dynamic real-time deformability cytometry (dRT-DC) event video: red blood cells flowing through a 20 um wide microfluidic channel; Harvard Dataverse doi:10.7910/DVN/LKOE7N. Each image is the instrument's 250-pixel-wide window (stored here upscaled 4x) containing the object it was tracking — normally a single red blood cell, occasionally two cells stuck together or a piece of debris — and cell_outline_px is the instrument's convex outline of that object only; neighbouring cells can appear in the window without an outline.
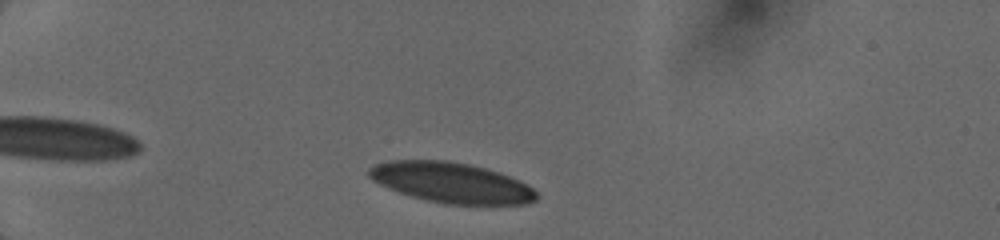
{"species": "human", "species_latin": "Homo sapiens", "temperature_condition": "cold", "stored_images_in_passage": 7, "camera_frame_rate_fps": 3000, "um_per_image_px": 0.085, "donor": {"sex": "female"}, "frame": {"image": 1, "passage_image": 2, "time_ms": 0.667, "image_size_px": [1000, 240], "cell_outline_px": [[540, 196], [536, 200], [528, 204], [444, 204], [412, 196], [388, 188], [372, 180], [368, 176], [368, 168], [376, 164], [388, 160], [448, 160], [468, 164], [500, 172], [520, 180], [532, 188]], "centroid_in_image_um": [38.38, 15.52], "position_along_channel_um": 46.6, "area_um2": 39.42}}
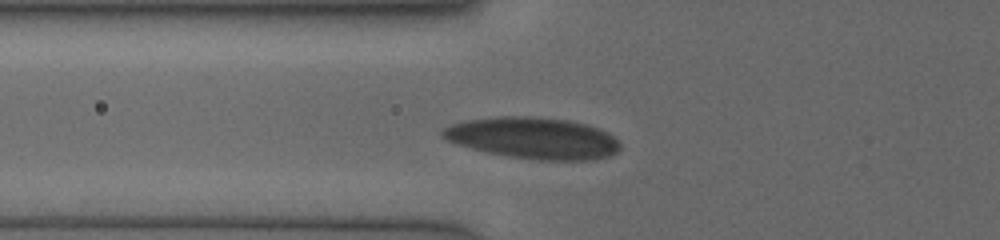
{"frame": {"image": 2, "passage_image": 6, "time_ms": 2.667, "image_size_px": [1000, 240], "cell_outline_px": [[620, 148], [612, 156], [596, 160], [536, 160], [508, 156], [488, 152], [456, 144], [444, 140], [440, 136], [440, 128], [464, 120], [496, 116], [528, 116], [568, 120], [584, 124], [608, 132], [620, 144]], "centroid_in_image_um": [45.27, 11.74], "position_along_channel_um": 80.5, "area_um2": 43.18}}